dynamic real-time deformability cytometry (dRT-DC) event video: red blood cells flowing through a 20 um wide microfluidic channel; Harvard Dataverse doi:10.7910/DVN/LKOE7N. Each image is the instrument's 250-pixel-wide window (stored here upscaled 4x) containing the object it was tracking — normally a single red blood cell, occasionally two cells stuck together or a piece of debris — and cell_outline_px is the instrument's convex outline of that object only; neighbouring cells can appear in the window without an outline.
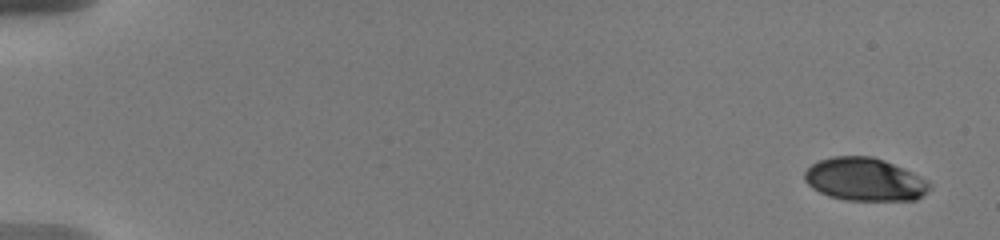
{"species": "human", "species_latin": "Homo sapiens", "temperature_condition": "warm", "stored_images_in_passage": 11, "camera_frame_rate_fps": 3000, "um_per_image_px": 0.085, "donor": {"sex": "male"}, "frame": {"image": 1, "passage_image": 1, "time_ms": 0.0, "image_size_px": [1000, 240], "cell_outline_px": [[932, 184], [916, 200], [844, 200], [828, 196], [812, 188], [804, 180], [804, 172], [812, 164], [820, 160], [832, 156], [872, 156], [884, 160], [912, 172]], "centroid_in_image_um": [73.45, 15.25], "position_along_channel_um": 11.5, "area_um2": 31.1}}
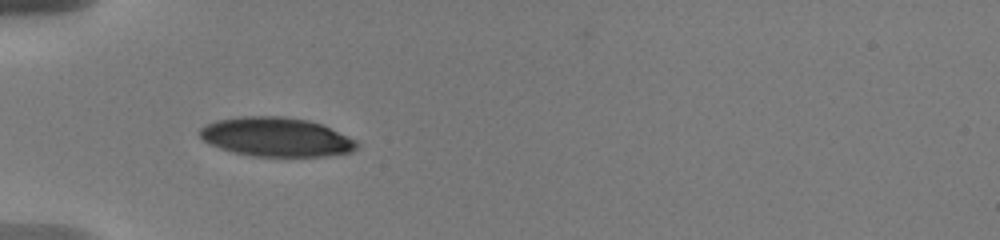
{"frame": {"image": 2, "passage_image": 7, "time_ms": 5.667, "image_size_px": [1000, 240], "cell_outline_px": [[356, 148], [352, 152], [328, 156], [252, 156], [220, 148], [208, 144], [200, 136], [200, 128], [204, 124], [216, 120], [240, 116], [284, 116], [308, 120], [324, 124], [356, 140]], "centroid_in_image_um": [23.48, 11.63], "position_along_channel_um": 61.5, "area_um2": 35.95}}
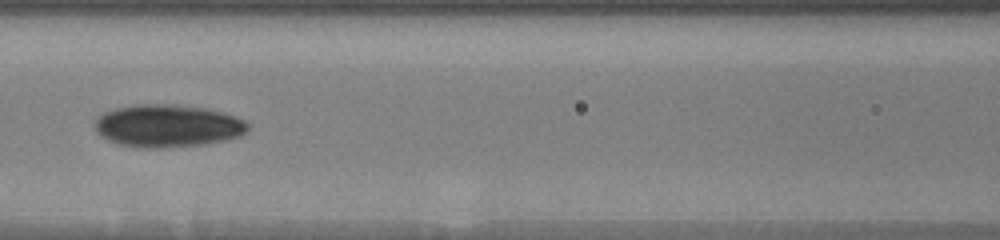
{"frame": {"image": 3, "passage_image": 10, "time_ms": 8.333, "image_size_px": [1000, 240], "cell_outline_px": [[248, 128], [244, 132], [236, 136], [204, 144], [160, 148], [140, 148], [120, 144], [108, 140], [100, 136], [96, 132], [96, 116], [104, 112], [116, 108], [136, 104], [164, 104], [204, 108], [220, 112], [244, 120], [248, 124]], "centroid_in_image_um": [14.16, 10.7], "position_along_channel_um": 152.4, "area_um2": 37.45}}